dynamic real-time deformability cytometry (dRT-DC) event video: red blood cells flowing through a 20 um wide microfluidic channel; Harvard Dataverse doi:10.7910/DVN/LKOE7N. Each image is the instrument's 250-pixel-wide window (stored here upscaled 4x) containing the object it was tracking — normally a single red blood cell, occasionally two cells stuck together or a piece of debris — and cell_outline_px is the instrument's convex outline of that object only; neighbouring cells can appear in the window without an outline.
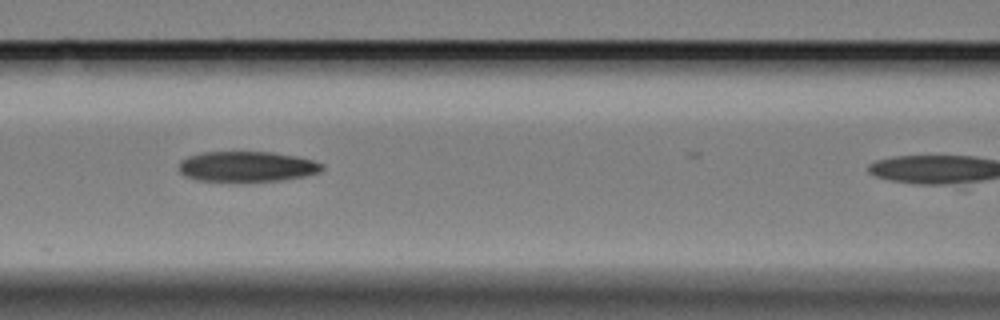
{"species": "Egyptian fruit bat (a non-hibernating species)", "species_latin": "Rousettus aegyptiacus", "temperature_condition": "cold", "stored_images_in_passage": 9, "camera_frame_rate_fps": 3000, "um_per_image_px": 0.085, "animal": {"sex": "female"}, "frame": {"image": 1, "passage_image": 7, "time_ms": 7.0, "image_size_px": [1000, 320], "cell_outline_px": [[324, 168], [320, 172], [304, 176], [280, 180], [200, 180], [188, 176], [180, 172], [180, 160], [188, 156], [204, 152], [272, 152], [296, 156], [312, 160], [324, 164]], "centroid_in_image_um": [21.03, 14.13], "position_along_channel_um": 145.6, "area_um2": 24.8}}
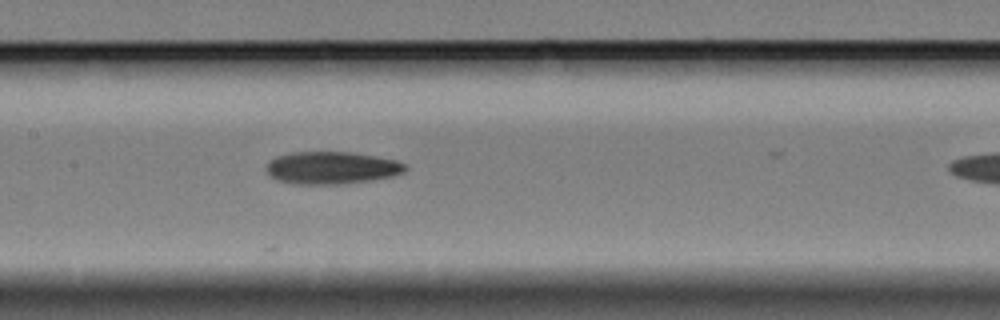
{"frame": {"image": 2, "passage_image": 8, "time_ms": 8.0, "image_size_px": [1000, 320], "cell_outline_px": [[408, 168], [404, 172], [392, 176], [372, 180], [344, 184], [296, 184], [276, 180], [268, 172], [268, 164], [276, 156], [292, 152], [356, 152], [396, 160], [404, 164]], "centroid_in_image_um": [28.23, 14.26], "position_along_channel_um": 179.2, "area_um2": 26.24}}